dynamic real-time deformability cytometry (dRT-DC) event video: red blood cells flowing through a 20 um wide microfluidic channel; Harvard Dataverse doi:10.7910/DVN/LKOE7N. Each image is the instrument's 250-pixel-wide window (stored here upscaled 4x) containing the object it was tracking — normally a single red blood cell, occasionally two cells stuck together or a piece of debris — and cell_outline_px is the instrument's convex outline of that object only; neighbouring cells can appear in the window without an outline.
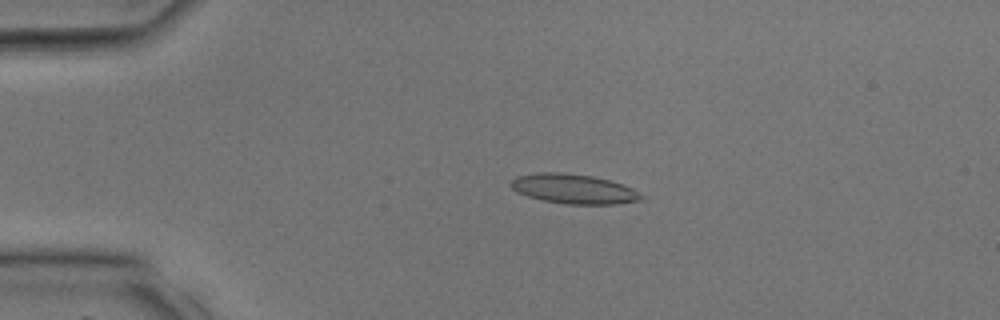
{"species": "common noctule bat (a hibernating species)", "species_latin": "Nyctalus noctula", "temperature_condition": "room temperature", "stored_images_in_passage": 39, "camera_frame_rate_fps": 3000, "um_per_image_px": 0.085, "animal": {"sex": "male", "body_mass_g": 17.9, "forearm_length_mm": 54.2}, "frame": {"image": 1, "passage_image": 9, "time_ms": 2.667, "image_size_px": [1000, 320], "cell_outline_px": [[644, 200], [616, 204], [568, 204], [544, 200], [528, 196], [516, 192], [508, 184], [516, 176], [540, 172], [564, 172], [592, 176], [624, 184], [632, 188], [644, 196]], "centroid_in_image_um": [48.77, 16.05], "position_along_channel_um": 36.2, "area_um2": 22.6}}
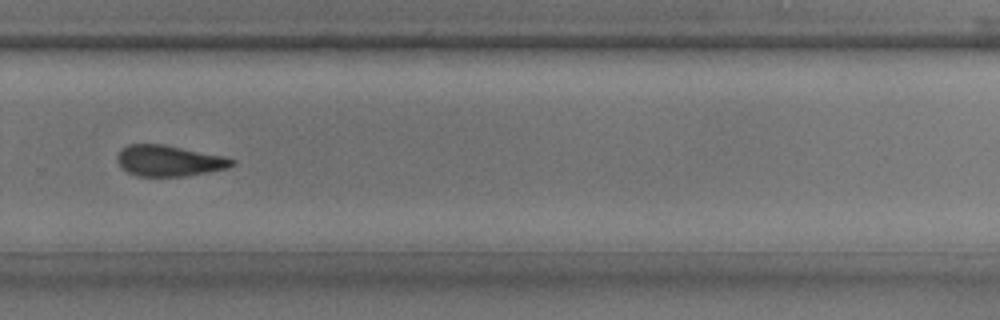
{"frame": {"image": 2, "passage_image": 27, "time_ms": 8.667, "image_size_px": [1000, 320], "cell_outline_px": [[236, 164], [228, 168], [184, 176], [136, 176], [128, 172], [116, 160], [116, 156], [120, 148], [128, 144], [160, 144], [224, 156], [236, 160]], "centroid_in_image_um": [14.35, 13.66], "position_along_channel_um": 315.4, "area_um2": 20.58}}
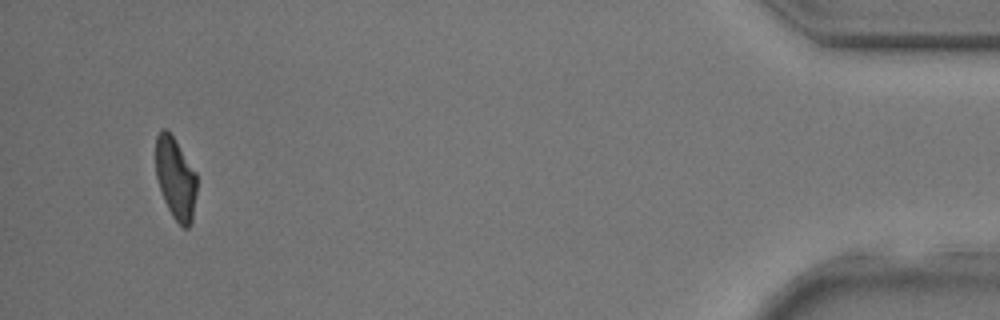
{"frame": {"image": 3, "passage_image": 37, "time_ms": 12.0, "image_size_px": [1000, 320], "cell_outline_px": [[196, 192], [192, 220], [188, 228], [184, 228], [172, 216], [164, 200], [156, 176], [156, 136], [164, 128], [168, 128], [196, 172]], "centroid_in_image_um": [14.92, 15.14], "position_along_channel_um": 420.3, "area_um2": 19.48}}